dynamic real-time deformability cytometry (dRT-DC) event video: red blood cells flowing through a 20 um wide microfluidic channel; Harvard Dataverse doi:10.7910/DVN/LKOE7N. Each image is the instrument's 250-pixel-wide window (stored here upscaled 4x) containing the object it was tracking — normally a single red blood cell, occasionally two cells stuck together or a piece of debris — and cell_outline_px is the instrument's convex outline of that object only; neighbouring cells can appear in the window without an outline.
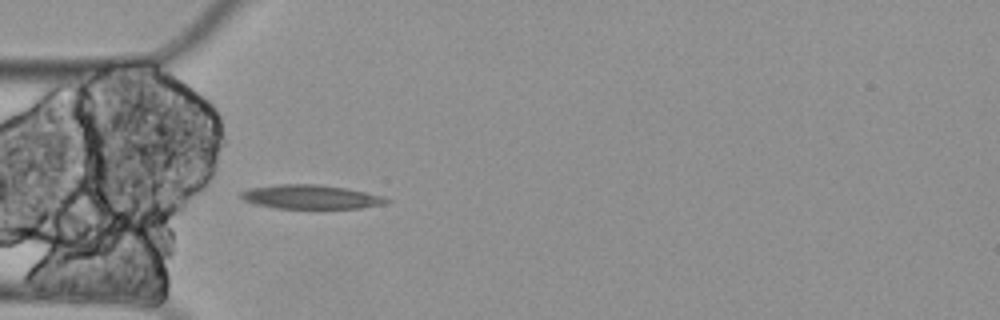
{"species": "Egyptian fruit bat (a non-hibernating species)", "species_latin": "Rousettus aegyptiacus", "temperature_condition": "cold", "stored_images_in_passage": 5, "camera_frame_rate_fps": 3000, "um_per_image_px": 0.085, "animal": {"sex": "female"}, "frame": {"image": 1, "passage_image": 5, "time_ms": 1.333, "image_size_px": [1000, 320], "cell_outline_px": [[392, 200], [384, 204], [360, 208], [276, 208], [256, 204], [244, 200], [240, 196], [240, 192], [248, 188], [276, 184], [320, 184], [348, 188], [384, 196]], "centroid_in_image_um": [26.43, 16.72], "position_along_channel_um": 58.6, "area_um2": 20.52}}